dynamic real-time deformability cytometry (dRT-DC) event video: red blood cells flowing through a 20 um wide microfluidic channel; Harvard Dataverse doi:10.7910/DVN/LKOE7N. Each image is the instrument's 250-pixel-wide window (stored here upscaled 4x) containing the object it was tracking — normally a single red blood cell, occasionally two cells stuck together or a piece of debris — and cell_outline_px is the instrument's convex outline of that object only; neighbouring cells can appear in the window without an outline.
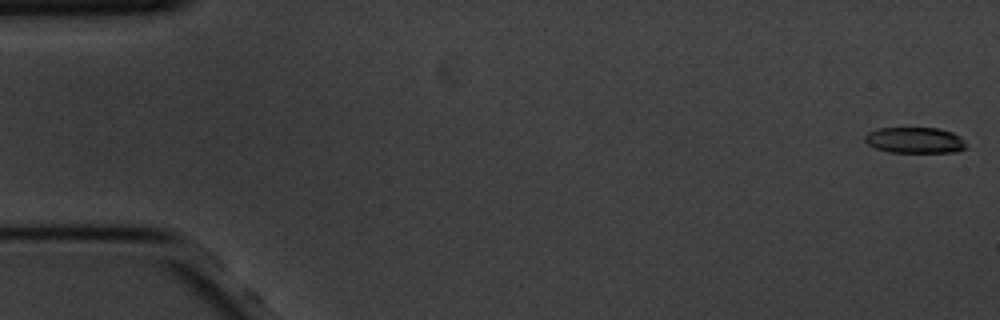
{"species": "common noctule bat (a hibernating species)", "species_latin": "Nyctalus noctula", "temperature_condition": "cold", "stored_images_in_passage": 58, "camera_frame_rate_fps": 3000, "um_per_image_px": 0.085, "animal": {"sex": "male", "body_mass_g": 20.1, "forearm_length_mm": 53.5}, "frame": {"image": 1, "passage_image": 1, "time_ms": 0.0, "image_size_px": [1000, 320], "cell_outline_px": [[964, 148], [956, 152], [888, 152], [876, 148], [868, 144], [864, 140], [864, 136], [868, 132], [880, 128], [936, 128], [952, 132], [960, 136], [964, 144]], "centroid_in_image_um": [77.72, 11.92], "position_along_channel_um": 7.3, "area_um2": 15.14}}
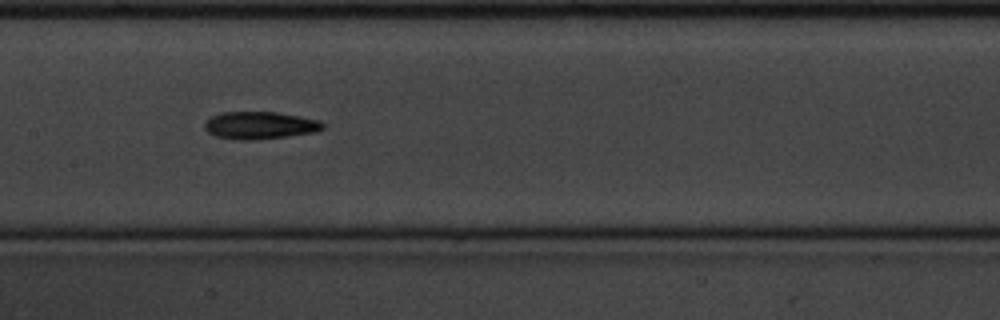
{"frame": {"image": 2, "passage_image": 28, "time_ms": 9.0, "image_size_px": [1000, 320], "cell_outline_px": [[324, 128], [316, 132], [252, 140], [240, 140], [216, 136], [208, 132], [204, 128], [204, 124], [212, 116], [220, 112], [276, 112], [300, 116], [320, 120], [324, 124]], "centroid_in_image_um": [22.1, 10.64], "position_along_channel_um": 185.3, "area_um2": 18.79}}
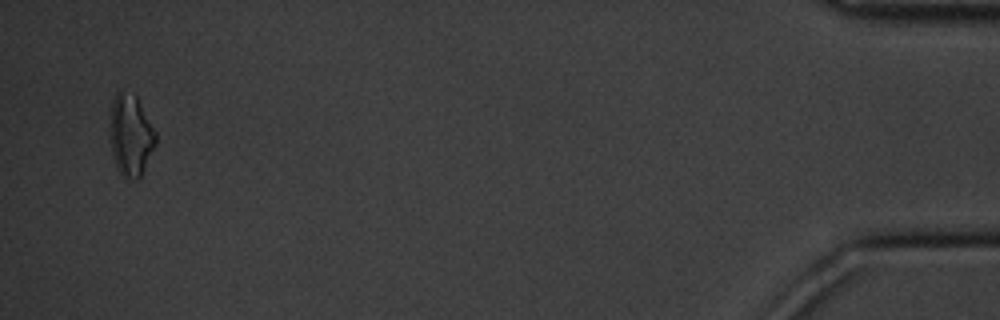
{"frame": {"image": 3, "passage_image": 56, "time_ms": 18.333, "image_size_px": [1000, 320], "cell_outline_px": [[156, 144], [140, 180], [128, 180], [116, 168], [112, 156], [108, 128], [108, 124], [112, 100], [116, 92], [120, 92], [136, 96], [156, 132]], "centroid_in_image_um": [11.08, 11.56], "position_along_channel_um": 424.1, "area_um2": 22.2}, "authors_computed_cell_mechanics": {"area_um2": 17.7446, "velocity_mm_per_s": 3.4607, "shape_relaxation_time_tau1_ms": 8.134, "shape_relaxation_time_tau2_ms": 7.4492, "deformation_change_tau1": 0.1732, "deformation_change_tau2": 0.1971}}